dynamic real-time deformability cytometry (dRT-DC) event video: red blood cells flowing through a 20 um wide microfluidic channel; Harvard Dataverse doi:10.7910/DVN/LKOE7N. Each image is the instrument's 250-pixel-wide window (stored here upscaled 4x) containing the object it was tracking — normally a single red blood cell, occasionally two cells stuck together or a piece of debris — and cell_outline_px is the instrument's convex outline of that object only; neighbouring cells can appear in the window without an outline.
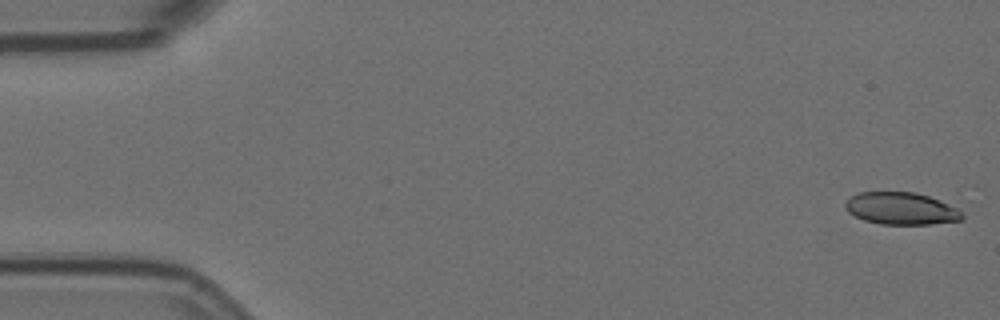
{"species": "Egyptian fruit bat (a non-hibernating species)", "species_latin": "Rousettus aegyptiacus", "temperature_condition": "room temperature", "stored_images_in_passage": 5, "camera_frame_rate_fps": 3000, "um_per_image_px": 0.085, "animal": {"sex": "female"}, "frame": {"image": 1, "passage_image": 1, "time_ms": 0.0, "image_size_px": [1000, 320], "cell_outline_px": [[964, 216], [960, 220], [928, 224], [880, 224], [864, 220], [848, 212], [844, 208], [844, 204], [852, 196], [860, 192], [916, 192], [940, 200], [956, 208]], "centroid_in_image_um": [76.57, 17.72], "position_along_channel_um": 8.4, "area_um2": 21.73}}
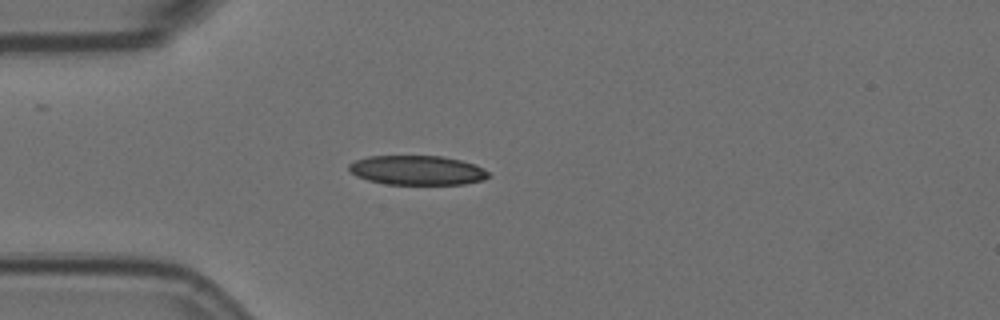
{"frame": {"image": 2, "passage_image": 5, "time_ms": 1.333, "image_size_px": [1000, 320], "cell_outline_px": [[492, 176], [484, 180], [464, 184], [384, 184], [368, 180], [356, 176], [348, 168], [348, 164], [356, 160], [368, 156], [444, 156], [476, 164], [484, 168]], "centroid_in_image_um": [35.5, 14.47], "position_along_channel_um": 49.5, "area_um2": 24.1}}